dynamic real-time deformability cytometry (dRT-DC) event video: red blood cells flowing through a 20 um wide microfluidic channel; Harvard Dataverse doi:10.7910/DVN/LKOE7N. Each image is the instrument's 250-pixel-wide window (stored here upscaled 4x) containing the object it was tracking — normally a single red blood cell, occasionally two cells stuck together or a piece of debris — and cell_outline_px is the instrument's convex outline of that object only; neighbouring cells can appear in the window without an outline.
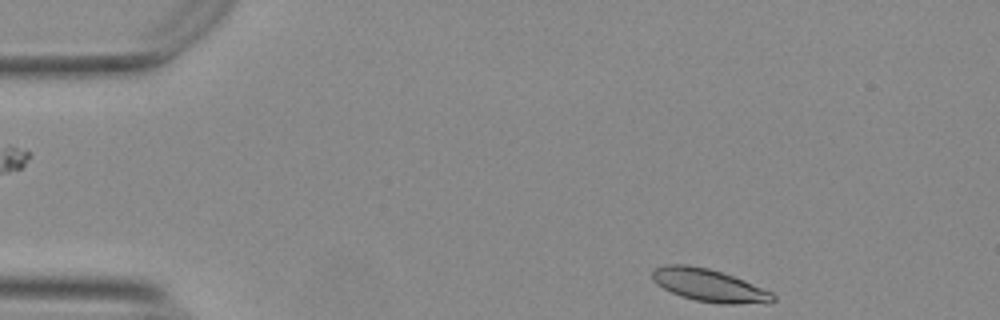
{"species": "Egyptian fruit bat (a non-hibernating species)", "species_latin": "Rousettus aegyptiacus", "temperature_condition": "warm", "stored_images_in_passage": 9, "camera_frame_rate_fps": 3000, "um_per_image_px": 0.085, "animal": {"sex": "female"}, "frame": {"image": 1, "passage_image": 1, "time_ms": 0.0, "image_size_px": [1000, 320], "cell_outline_px": [[776, 300], [772, 304], [720, 304], [696, 300], [680, 296], [656, 284], [652, 280], [652, 272], [656, 268], [668, 264], [684, 264], [708, 268], [732, 276], [772, 292], [776, 296]], "centroid_in_image_um": [60.32, 24.28], "position_along_channel_um": 24.7, "area_um2": 22.95}}